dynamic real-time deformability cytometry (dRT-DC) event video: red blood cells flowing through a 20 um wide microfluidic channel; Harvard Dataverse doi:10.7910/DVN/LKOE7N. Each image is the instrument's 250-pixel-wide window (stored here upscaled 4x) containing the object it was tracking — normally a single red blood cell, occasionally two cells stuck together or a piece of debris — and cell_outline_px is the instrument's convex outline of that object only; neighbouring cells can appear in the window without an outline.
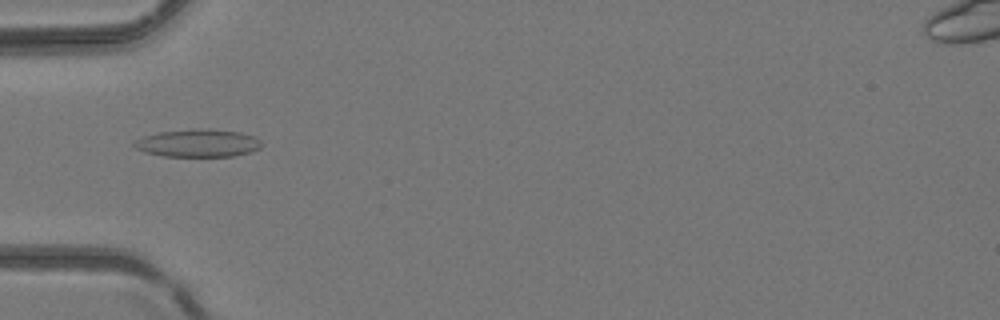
{"species": "common noctule bat (a hibernating species)", "species_latin": "Nyctalus noctula", "temperature_condition": "room temperature", "stored_images_in_passage": 49, "camera_frame_rate_fps": 3000, "um_per_image_px": 0.085, "animal": {"sex": "female", "body_mass_g": 24.6, "forearm_length_mm": 56.2}, "frame": {"image": 1, "passage_image": 17, "time_ms": 5.333, "image_size_px": [1000, 320], "cell_outline_px": [[264, 144], [260, 148], [252, 152], [232, 156], [164, 156], [144, 152], [136, 148], [132, 144], [136, 140], [144, 136], [156, 132], [192, 128], [208, 128], [240, 132], [256, 136]], "centroid_in_image_um": [16.86, 12.15], "position_along_channel_um": 68.1, "area_um2": 20.98}}
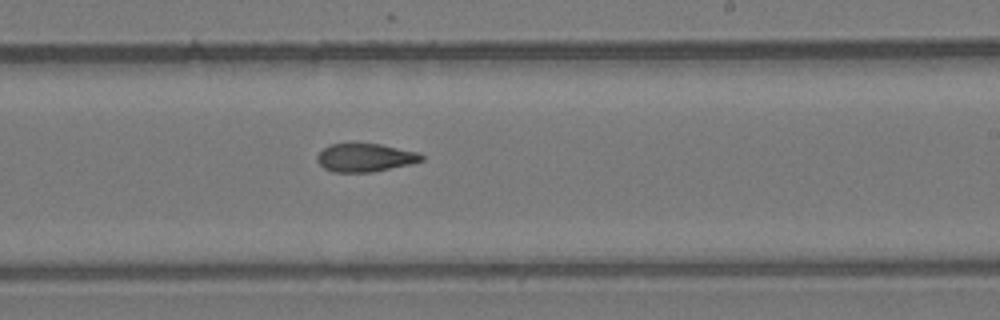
{"frame": {"image": 2, "passage_image": 30, "time_ms": 9.667, "image_size_px": [1000, 320], "cell_outline_px": [[424, 160], [408, 164], [372, 172], [332, 172], [324, 168], [316, 160], [316, 156], [324, 148], [332, 144], [380, 144], [416, 152], [424, 156]], "centroid_in_image_um": [31.0, 13.4], "position_along_channel_um": 258.0, "area_um2": 16.88}}
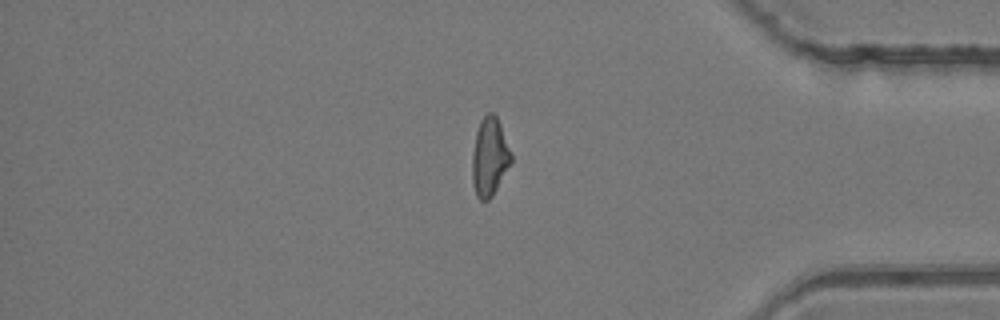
{"frame": {"image": 3, "passage_image": 41, "time_ms": 13.333, "image_size_px": [1000, 320], "cell_outline_px": [[512, 164], [492, 196], [488, 200], [480, 200], [476, 196], [472, 184], [472, 152], [476, 132], [480, 120], [488, 112], [492, 112], [496, 116], [500, 124], [512, 156]], "centroid_in_image_um": [41.61, 13.36], "position_along_channel_um": 393.6, "area_um2": 17.92}}